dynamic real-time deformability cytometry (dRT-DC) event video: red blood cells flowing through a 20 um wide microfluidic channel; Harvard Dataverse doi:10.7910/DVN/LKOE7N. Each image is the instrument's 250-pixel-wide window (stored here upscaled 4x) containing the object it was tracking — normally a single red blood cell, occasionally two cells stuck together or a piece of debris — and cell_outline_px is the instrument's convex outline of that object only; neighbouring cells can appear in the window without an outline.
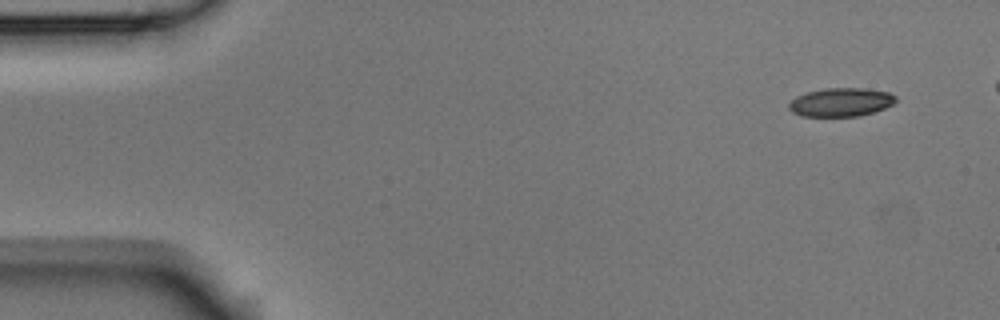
{"species": "Egyptian fruit bat (a non-hibernating species)", "species_latin": "Rousettus aegyptiacus", "temperature_condition": "room temperature", "stored_images_in_passage": 5, "camera_frame_rate_fps": 3000, "um_per_image_px": 0.085, "animal": {"sex": "male"}, "frame": {"image": 1, "passage_image": 1, "time_ms": 0.0, "image_size_px": [1000, 320], "cell_outline_px": [[896, 100], [892, 104], [884, 108], [860, 116], [800, 116], [792, 112], [788, 108], [788, 104], [796, 96], [808, 92], [824, 88], [864, 88], [888, 92], [896, 96]], "centroid_in_image_um": [71.45, 8.68], "position_along_channel_um": 13.5, "area_um2": 17.74}}